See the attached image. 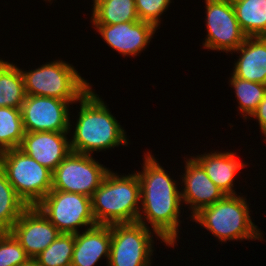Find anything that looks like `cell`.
<instances>
[{
  "label": "cell",
  "instance_id": "17",
  "mask_svg": "<svg viewBox=\"0 0 266 266\" xmlns=\"http://www.w3.org/2000/svg\"><path fill=\"white\" fill-rule=\"evenodd\" d=\"M233 52L240 53L233 76L266 85V36L246 37Z\"/></svg>",
  "mask_w": 266,
  "mask_h": 266
},
{
  "label": "cell",
  "instance_id": "11",
  "mask_svg": "<svg viewBox=\"0 0 266 266\" xmlns=\"http://www.w3.org/2000/svg\"><path fill=\"white\" fill-rule=\"evenodd\" d=\"M74 102L77 101L26 95L21 106L25 132H70L72 125L68 107Z\"/></svg>",
  "mask_w": 266,
  "mask_h": 266
},
{
  "label": "cell",
  "instance_id": "7",
  "mask_svg": "<svg viewBox=\"0 0 266 266\" xmlns=\"http://www.w3.org/2000/svg\"><path fill=\"white\" fill-rule=\"evenodd\" d=\"M36 207L61 233H78L81 226L97 225L91 198L73 192L51 190Z\"/></svg>",
  "mask_w": 266,
  "mask_h": 266
},
{
  "label": "cell",
  "instance_id": "8",
  "mask_svg": "<svg viewBox=\"0 0 266 266\" xmlns=\"http://www.w3.org/2000/svg\"><path fill=\"white\" fill-rule=\"evenodd\" d=\"M151 235L150 227L139 222L111 224L108 266H151Z\"/></svg>",
  "mask_w": 266,
  "mask_h": 266
},
{
  "label": "cell",
  "instance_id": "19",
  "mask_svg": "<svg viewBox=\"0 0 266 266\" xmlns=\"http://www.w3.org/2000/svg\"><path fill=\"white\" fill-rule=\"evenodd\" d=\"M241 30L247 37L266 36V0H231Z\"/></svg>",
  "mask_w": 266,
  "mask_h": 266
},
{
  "label": "cell",
  "instance_id": "21",
  "mask_svg": "<svg viewBox=\"0 0 266 266\" xmlns=\"http://www.w3.org/2000/svg\"><path fill=\"white\" fill-rule=\"evenodd\" d=\"M25 97L21 69L0 59V107L21 108Z\"/></svg>",
  "mask_w": 266,
  "mask_h": 266
},
{
  "label": "cell",
  "instance_id": "28",
  "mask_svg": "<svg viewBox=\"0 0 266 266\" xmlns=\"http://www.w3.org/2000/svg\"><path fill=\"white\" fill-rule=\"evenodd\" d=\"M252 118H257L262 134H266V93L263 100L259 103L256 111L251 115Z\"/></svg>",
  "mask_w": 266,
  "mask_h": 266
},
{
  "label": "cell",
  "instance_id": "14",
  "mask_svg": "<svg viewBox=\"0 0 266 266\" xmlns=\"http://www.w3.org/2000/svg\"><path fill=\"white\" fill-rule=\"evenodd\" d=\"M185 163V173L181 178L185 188L181 191V200L187 206L190 205L193 217L201 209L211 206L226 195L207 176L202 165L194 157Z\"/></svg>",
  "mask_w": 266,
  "mask_h": 266
},
{
  "label": "cell",
  "instance_id": "10",
  "mask_svg": "<svg viewBox=\"0 0 266 266\" xmlns=\"http://www.w3.org/2000/svg\"><path fill=\"white\" fill-rule=\"evenodd\" d=\"M207 38L206 49L235 51L246 39L236 18L231 0H205Z\"/></svg>",
  "mask_w": 266,
  "mask_h": 266
},
{
  "label": "cell",
  "instance_id": "30",
  "mask_svg": "<svg viewBox=\"0 0 266 266\" xmlns=\"http://www.w3.org/2000/svg\"><path fill=\"white\" fill-rule=\"evenodd\" d=\"M4 151L0 148V156H1V154L3 153Z\"/></svg>",
  "mask_w": 266,
  "mask_h": 266
},
{
  "label": "cell",
  "instance_id": "3",
  "mask_svg": "<svg viewBox=\"0 0 266 266\" xmlns=\"http://www.w3.org/2000/svg\"><path fill=\"white\" fill-rule=\"evenodd\" d=\"M140 182L138 175H123L109 171L91 197L96 224L137 222L140 212Z\"/></svg>",
  "mask_w": 266,
  "mask_h": 266
},
{
  "label": "cell",
  "instance_id": "5",
  "mask_svg": "<svg viewBox=\"0 0 266 266\" xmlns=\"http://www.w3.org/2000/svg\"><path fill=\"white\" fill-rule=\"evenodd\" d=\"M21 73L26 95L79 101L92 87L72 64L62 60L48 62L28 72L21 69Z\"/></svg>",
  "mask_w": 266,
  "mask_h": 266
},
{
  "label": "cell",
  "instance_id": "6",
  "mask_svg": "<svg viewBox=\"0 0 266 266\" xmlns=\"http://www.w3.org/2000/svg\"><path fill=\"white\" fill-rule=\"evenodd\" d=\"M0 166L27 206H36L52 190L53 172L19 148L5 150Z\"/></svg>",
  "mask_w": 266,
  "mask_h": 266
},
{
  "label": "cell",
  "instance_id": "16",
  "mask_svg": "<svg viewBox=\"0 0 266 266\" xmlns=\"http://www.w3.org/2000/svg\"><path fill=\"white\" fill-rule=\"evenodd\" d=\"M111 225L97 224L75 234L71 266H94L101 257L109 260Z\"/></svg>",
  "mask_w": 266,
  "mask_h": 266
},
{
  "label": "cell",
  "instance_id": "12",
  "mask_svg": "<svg viewBox=\"0 0 266 266\" xmlns=\"http://www.w3.org/2000/svg\"><path fill=\"white\" fill-rule=\"evenodd\" d=\"M10 233L29 258L37 257L61 234L36 206L24 210Z\"/></svg>",
  "mask_w": 266,
  "mask_h": 266
},
{
  "label": "cell",
  "instance_id": "23",
  "mask_svg": "<svg viewBox=\"0 0 266 266\" xmlns=\"http://www.w3.org/2000/svg\"><path fill=\"white\" fill-rule=\"evenodd\" d=\"M24 135L21 108L0 107V148H19Z\"/></svg>",
  "mask_w": 266,
  "mask_h": 266
},
{
  "label": "cell",
  "instance_id": "2",
  "mask_svg": "<svg viewBox=\"0 0 266 266\" xmlns=\"http://www.w3.org/2000/svg\"><path fill=\"white\" fill-rule=\"evenodd\" d=\"M80 112L73 138L71 152L91 155L119 145H127V136L120 123L105 103L90 88L79 100Z\"/></svg>",
  "mask_w": 266,
  "mask_h": 266
},
{
  "label": "cell",
  "instance_id": "18",
  "mask_svg": "<svg viewBox=\"0 0 266 266\" xmlns=\"http://www.w3.org/2000/svg\"><path fill=\"white\" fill-rule=\"evenodd\" d=\"M234 152H214L194 157L204 168L207 176L225 195H237L233 189L234 177L245 163L235 159Z\"/></svg>",
  "mask_w": 266,
  "mask_h": 266
},
{
  "label": "cell",
  "instance_id": "25",
  "mask_svg": "<svg viewBox=\"0 0 266 266\" xmlns=\"http://www.w3.org/2000/svg\"><path fill=\"white\" fill-rule=\"evenodd\" d=\"M75 234L61 233L34 259L41 266H71Z\"/></svg>",
  "mask_w": 266,
  "mask_h": 266
},
{
  "label": "cell",
  "instance_id": "26",
  "mask_svg": "<svg viewBox=\"0 0 266 266\" xmlns=\"http://www.w3.org/2000/svg\"><path fill=\"white\" fill-rule=\"evenodd\" d=\"M29 257L10 232L0 233V266H20Z\"/></svg>",
  "mask_w": 266,
  "mask_h": 266
},
{
  "label": "cell",
  "instance_id": "1",
  "mask_svg": "<svg viewBox=\"0 0 266 266\" xmlns=\"http://www.w3.org/2000/svg\"><path fill=\"white\" fill-rule=\"evenodd\" d=\"M142 170L136 172L140 182V202H142L137 222L146 227H149L147 224L150 223L153 228L152 233L166 245L174 247L181 222L179 221L181 192L177 188L176 181L149 152L144 156Z\"/></svg>",
  "mask_w": 266,
  "mask_h": 266
},
{
  "label": "cell",
  "instance_id": "15",
  "mask_svg": "<svg viewBox=\"0 0 266 266\" xmlns=\"http://www.w3.org/2000/svg\"><path fill=\"white\" fill-rule=\"evenodd\" d=\"M70 132H25L19 149L52 172L71 152Z\"/></svg>",
  "mask_w": 266,
  "mask_h": 266
},
{
  "label": "cell",
  "instance_id": "9",
  "mask_svg": "<svg viewBox=\"0 0 266 266\" xmlns=\"http://www.w3.org/2000/svg\"><path fill=\"white\" fill-rule=\"evenodd\" d=\"M110 171L92 155L70 152L52 173V190L92 197Z\"/></svg>",
  "mask_w": 266,
  "mask_h": 266
},
{
  "label": "cell",
  "instance_id": "22",
  "mask_svg": "<svg viewBox=\"0 0 266 266\" xmlns=\"http://www.w3.org/2000/svg\"><path fill=\"white\" fill-rule=\"evenodd\" d=\"M27 207V204L15 192L0 166V233L10 232Z\"/></svg>",
  "mask_w": 266,
  "mask_h": 266
},
{
  "label": "cell",
  "instance_id": "13",
  "mask_svg": "<svg viewBox=\"0 0 266 266\" xmlns=\"http://www.w3.org/2000/svg\"><path fill=\"white\" fill-rule=\"evenodd\" d=\"M104 41L123 56H136L156 32V27L145 21L124 22L114 25L94 24Z\"/></svg>",
  "mask_w": 266,
  "mask_h": 266
},
{
  "label": "cell",
  "instance_id": "20",
  "mask_svg": "<svg viewBox=\"0 0 266 266\" xmlns=\"http://www.w3.org/2000/svg\"><path fill=\"white\" fill-rule=\"evenodd\" d=\"M92 23L114 25L139 21L135 0H93Z\"/></svg>",
  "mask_w": 266,
  "mask_h": 266
},
{
  "label": "cell",
  "instance_id": "29",
  "mask_svg": "<svg viewBox=\"0 0 266 266\" xmlns=\"http://www.w3.org/2000/svg\"><path fill=\"white\" fill-rule=\"evenodd\" d=\"M20 266H41L34 258H29L25 263Z\"/></svg>",
  "mask_w": 266,
  "mask_h": 266
},
{
  "label": "cell",
  "instance_id": "4",
  "mask_svg": "<svg viewBox=\"0 0 266 266\" xmlns=\"http://www.w3.org/2000/svg\"><path fill=\"white\" fill-rule=\"evenodd\" d=\"M246 200L240 195H226L211 206L201 209L192 218L221 242L235 239L262 240L260 229L251 220Z\"/></svg>",
  "mask_w": 266,
  "mask_h": 266
},
{
  "label": "cell",
  "instance_id": "27",
  "mask_svg": "<svg viewBox=\"0 0 266 266\" xmlns=\"http://www.w3.org/2000/svg\"><path fill=\"white\" fill-rule=\"evenodd\" d=\"M171 0H135L136 11L140 21L160 25V16L168 9Z\"/></svg>",
  "mask_w": 266,
  "mask_h": 266
},
{
  "label": "cell",
  "instance_id": "24",
  "mask_svg": "<svg viewBox=\"0 0 266 266\" xmlns=\"http://www.w3.org/2000/svg\"><path fill=\"white\" fill-rule=\"evenodd\" d=\"M230 84L234 87L239 111L246 119L256 111L259 103L263 100L266 93V85L262 83L251 82L231 76Z\"/></svg>",
  "mask_w": 266,
  "mask_h": 266
}]
</instances>
